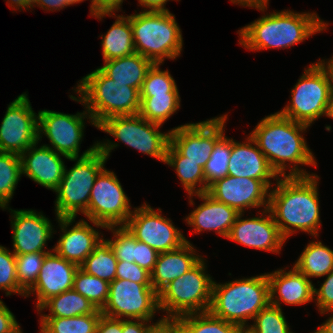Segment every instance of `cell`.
<instances>
[{"instance_id":"obj_1","label":"cell","mask_w":333,"mask_h":333,"mask_svg":"<svg viewBox=\"0 0 333 333\" xmlns=\"http://www.w3.org/2000/svg\"><path fill=\"white\" fill-rule=\"evenodd\" d=\"M308 128L309 125L295 122L276 112L264 117L250 136L279 177L311 176L314 174L299 167H317L314 154L303 135ZM287 167L290 171L288 174Z\"/></svg>"},{"instance_id":"obj_2","label":"cell","mask_w":333,"mask_h":333,"mask_svg":"<svg viewBox=\"0 0 333 333\" xmlns=\"http://www.w3.org/2000/svg\"><path fill=\"white\" fill-rule=\"evenodd\" d=\"M319 176H286L269 191L268 210L285 240L298 231L317 239L321 226Z\"/></svg>"},{"instance_id":"obj_3","label":"cell","mask_w":333,"mask_h":333,"mask_svg":"<svg viewBox=\"0 0 333 333\" xmlns=\"http://www.w3.org/2000/svg\"><path fill=\"white\" fill-rule=\"evenodd\" d=\"M328 25L315 12L297 13L284 9L264 14L237 33L239 44L249 51L286 49L327 30Z\"/></svg>"},{"instance_id":"obj_4","label":"cell","mask_w":333,"mask_h":333,"mask_svg":"<svg viewBox=\"0 0 333 333\" xmlns=\"http://www.w3.org/2000/svg\"><path fill=\"white\" fill-rule=\"evenodd\" d=\"M97 141V148L89 155L69 158L75 161L73 167L64 169L63 178L54 191L56 193L55 214L58 218H76L88 210L90 192L96 176L105 167V163L118 143Z\"/></svg>"},{"instance_id":"obj_5","label":"cell","mask_w":333,"mask_h":333,"mask_svg":"<svg viewBox=\"0 0 333 333\" xmlns=\"http://www.w3.org/2000/svg\"><path fill=\"white\" fill-rule=\"evenodd\" d=\"M73 90L79 96L70 98L85 106L97 127L107 118L138 114L140 110V91L115 82L99 68L82 77Z\"/></svg>"},{"instance_id":"obj_6","label":"cell","mask_w":333,"mask_h":333,"mask_svg":"<svg viewBox=\"0 0 333 333\" xmlns=\"http://www.w3.org/2000/svg\"><path fill=\"white\" fill-rule=\"evenodd\" d=\"M269 303V280L264 273L222 284L214 281L209 312L241 328H248V321H253Z\"/></svg>"},{"instance_id":"obj_7","label":"cell","mask_w":333,"mask_h":333,"mask_svg":"<svg viewBox=\"0 0 333 333\" xmlns=\"http://www.w3.org/2000/svg\"><path fill=\"white\" fill-rule=\"evenodd\" d=\"M136 53L162 64L180 57L182 30L170 11H142L130 15Z\"/></svg>"},{"instance_id":"obj_8","label":"cell","mask_w":333,"mask_h":333,"mask_svg":"<svg viewBox=\"0 0 333 333\" xmlns=\"http://www.w3.org/2000/svg\"><path fill=\"white\" fill-rule=\"evenodd\" d=\"M205 261L203 256L191 270L171 281L158 293L159 309L167 313L162 317L165 321L209 311L214 280L206 271Z\"/></svg>"},{"instance_id":"obj_9","label":"cell","mask_w":333,"mask_h":333,"mask_svg":"<svg viewBox=\"0 0 333 333\" xmlns=\"http://www.w3.org/2000/svg\"><path fill=\"white\" fill-rule=\"evenodd\" d=\"M331 100L325 72L317 63H312L291 89V101L278 112L295 122L311 126L320 117H329Z\"/></svg>"},{"instance_id":"obj_10","label":"cell","mask_w":333,"mask_h":333,"mask_svg":"<svg viewBox=\"0 0 333 333\" xmlns=\"http://www.w3.org/2000/svg\"><path fill=\"white\" fill-rule=\"evenodd\" d=\"M162 126L133 114L107 118L97 128L117 141L165 163L170 130L161 132L159 129Z\"/></svg>"},{"instance_id":"obj_11","label":"cell","mask_w":333,"mask_h":333,"mask_svg":"<svg viewBox=\"0 0 333 333\" xmlns=\"http://www.w3.org/2000/svg\"><path fill=\"white\" fill-rule=\"evenodd\" d=\"M130 200L113 171L105 167L96 176L90 192L87 221L97 228L125 225L131 216Z\"/></svg>"},{"instance_id":"obj_12","label":"cell","mask_w":333,"mask_h":333,"mask_svg":"<svg viewBox=\"0 0 333 333\" xmlns=\"http://www.w3.org/2000/svg\"><path fill=\"white\" fill-rule=\"evenodd\" d=\"M38 114V141H41L45 135L51 144V146L43 144L44 146L68 158L89 155L98 147L96 141L81 156L79 155L85 129L84 119H89L88 122L97 128L86 109L74 115L46 109L39 110Z\"/></svg>"},{"instance_id":"obj_13","label":"cell","mask_w":333,"mask_h":333,"mask_svg":"<svg viewBox=\"0 0 333 333\" xmlns=\"http://www.w3.org/2000/svg\"><path fill=\"white\" fill-rule=\"evenodd\" d=\"M160 311L158 293L152 284H139L124 279L110 283L107 303L102 315L115 319H142L152 321Z\"/></svg>"},{"instance_id":"obj_14","label":"cell","mask_w":333,"mask_h":333,"mask_svg":"<svg viewBox=\"0 0 333 333\" xmlns=\"http://www.w3.org/2000/svg\"><path fill=\"white\" fill-rule=\"evenodd\" d=\"M157 210L147 202L134 207L125 226L138 241L146 243L158 253L176 250L190 242L170 218L162 216L160 208Z\"/></svg>"},{"instance_id":"obj_15","label":"cell","mask_w":333,"mask_h":333,"mask_svg":"<svg viewBox=\"0 0 333 333\" xmlns=\"http://www.w3.org/2000/svg\"><path fill=\"white\" fill-rule=\"evenodd\" d=\"M224 114L198 123H187L170 130V143L184 156L204 169L215 144L225 135Z\"/></svg>"},{"instance_id":"obj_16","label":"cell","mask_w":333,"mask_h":333,"mask_svg":"<svg viewBox=\"0 0 333 333\" xmlns=\"http://www.w3.org/2000/svg\"><path fill=\"white\" fill-rule=\"evenodd\" d=\"M38 115L26 92L17 96L8 105L0 124V152L21 155L39 142Z\"/></svg>"},{"instance_id":"obj_17","label":"cell","mask_w":333,"mask_h":333,"mask_svg":"<svg viewBox=\"0 0 333 333\" xmlns=\"http://www.w3.org/2000/svg\"><path fill=\"white\" fill-rule=\"evenodd\" d=\"M4 209H9L11 214L13 253L15 255L50 252V250H45L47 248L45 246L56 231L48 217L33 209L14 210L8 207Z\"/></svg>"},{"instance_id":"obj_18","label":"cell","mask_w":333,"mask_h":333,"mask_svg":"<svg viewBox=\"0 0 333 333\" xmlns=\"http://www.w3.org/2000/svg\"><path fill=\"white\" fill-rule=\"evenodd\" d=\"M269 191L261 180L227 175L209 185L206 193L238 213H245L248 208H268Z\"/></svg>"},{"instance_id":"obj_19","label":"cell","mask_w":333,"mask_h":333,"mask_svg":"<svg viewBox=\"0 0 333 333\" xmlns=\"http://www.w3.org/2000/svg\"><path fill=\"white\" fill-rule=\"evenodd\" d=\"M262 210L258 211L260 216L245 219H242L244 213H239L226 239L252 249L280 254L286 240L268 208Z\"/></svg>"},{"instance_id":"obj_20","label":"cell","mask_w":333,"mask_h":333,"mask_svg":"<svg viewBox=\"0 0 333 333\" xmlns=\"http://www.w3.org/2000/svg\"><path fill=\"white\" fill-rule=\"evenodd\" d=\"M79 266L60 257L52 248L43 260L35 284L26 292V297L36 294V308L49 298L73 289L74 275Z\"/></svg>"},{"instance_id":"obj_21","label":"cell","mask_w":333,"mask_h":333,"mask_svg":"<svg viewBox=\"0 0 333 333\" xmlns=\"http://www.w3.org/2000/svg\"><path fill=\"white\" fill-rule=\"evenodd\" d=\"M56 220L62 235L53 250L60 257L80 266L104 238L103 235L84 219L76 222L73 227L70 226L75 222V218L56 216Z\"/></svg>"},{"instance_id":"obj_22","label":"cell","mask_w":333,"mask_h":333,"mask_svg":"<svg viewBox=\"0 0 333 333\" xmlns=\"http://www.w3.org/2000/svg\"><path fill=\"white\" fill-rule=\"evenodd\" d=\"M246 138L245 142H236L232 139L228 175L261 180L270 189L274 186L271 179L276 181L279 176L271 168L267 158L251 136Z\"/></svg>"},{"instance_id":"obj_23","label":"cell","mask_w":333,"mask_h":333,"mask_svg":"<svg viewBox=\"0 0 333 333\" xmlns=\"http://www.w3.org/2000/svg\"><path fill=\"white\" fill-rule=\"evenodd\" d=\"M38 143L20 155L22 175L54 192L63 178L65 169V162L61 156L69 158L44 145L38 147Z\"/></svg>"},{"instance_id":"obj_24","label":"cell","mask_w":333,"mask_h":333,"mask_svg":"<svg viewBox=\"0 0 333 333\" xmlns=\"http://www.w3.org/2000/svg\"><path fill=\"white\" fill-rule=\"evenodd\" d=\"M193 196H197L203 202L191 211L184 221L196 234L206 230L215 231L221 237L227 238L239 213L225 203L213 199L206 192L189 195L190 205H195Z\"/></svg>"},{"instance_id":"obj_25","label":"cell","mask_w":333,"mask_h":333,"mask_svg":"<svg viewBox=\"0 0 333 333\" xmlns=\"http://www.w3.org/2000/svg\"><path fill=\"white\" fill-rule=\"evenodd\" d=\"M269 280L270 304L279 308L288 305H304L314 301V284L294 266L266 273Z\"/></svg>"},{"instance_id":"obj_26","label":"cell","mask_w":333,"mask_h":333,"mask_svg":"<svg viewBox=\"0 0 333 333\" xmlns=\"http://www.w3.org/2000/svg\"><path fill=\"white\" fill-rule=\"evenodd\" d=\"M195 249L191 242H187L176 250L159 253L151 272V284L157 293L203 258Z\"/></svg>"},{"instance_id":"obj_27","label":"cell","mask_w":333,"mask_h":333,"mask_svg":"<svg viewBox=\"0 0 333 333\" xmlns=\"http://www.w3.org/2000/svg\"><path fill=\"white\" fill-rule=\"evenodd\" d=\"M107 16L116 18L106 34L100 35L102 55L104 61L132 55L136 52L133 32L130 24V15H117L115 13H97L92 15L98 20ZM117 15V16H116Z\"/></svg>"},{"instance_id":"obj_28","label":"cell","mask_w":333,"mask_h":333,"mask_svg":"<svg viewBox=\"0 0 333 333\" xmlns=\"http://www.w3.org/2000/svg\"><path fill=\"white\" fill-rule=\"evenodd\" d=\"M153 64L151 60L135 52L132 55L104 61V65L99 69L115 82L124 83L140 91Z\"/></svg>"},{"instance_id":"obj_29","label":"cell","mask_w":333,"mask_h":333,"mask_svg":"<svg viewBox=\"0 0 333 333\" xmlns=\"http://www.w3.org/2000/svg\"><path fill=\"white\" fill-rule=\"evenodd\" d=\"M48 309L49 314H42ZM40 317H75L91 313H102L87 298L74 289L65 291L46 300L37 310ZM41 313V314H40Z\"/></svg>"},{"instance_id":"obj_30","label":"cell","mask_w":333,"mask_h":333,"mask_svg":"<svg viewBox=\"0 0 333 333\" xmlns=\"http://www.w3.org/2000/svg\"><path fill=\"white\" fill-rule=\"evenodd\" d=\"M293 266L309 280L324 277L333 270V250L321 241H311Z\"/></svg>"},{"instance_id":"obj_31","label":"cell","mask_w":333,"mask_h":333,"mask_svg":"<svg viewBox=\"0 0 333 333\" xmlns=\"http://www.w3.org/2000/svg\"><path fill=\"white\" fill-rule=\"evenodd\" d=\"M165 164L173 167L188 195L205 193L203 168L196 162L184 160V156L170 142L166 150Z\"/></svg>"},{"instance_id":"obj_32","label":"cell","mask_w":333,"mask_h":333,"mask_svg":"<svg viewBox=\"0 0 333 333\" xmlns=\"http://www.w3.org/2000/svg\"><path fill=\"white\" fill-rule=\"evenodd\" d=\"M181 333H238L240 326L213 316L209 311L191 313L174 320Z\"/></svg>"},{"instance_id":"obj_33","label":"cell","mask_w":333,"mask_h":333,"mask_svg":"<svg viewBox=\"0 0 333 333\" xmlns=\"http://www.w3.org/2000/svg\"><path fill=\"white\" fill-rule=\"evenodd\" d=\"M179 92L140 97L139 115L146 120L163 125L181 107Z\"/></svg>"},{"instance_id":"obj_34","label":"cell","mask_w":333,"mask_h":333,"mask_svg":"<svg viewBox=\"0 0 333 333\" xmlns=\"http://www.w3.org/2000/svg\"><path fill=\"white\" fill-rule=\"evenodd\" d=\"M117 262L113 250L103 238L79 267L86 273L111 283L116 279Z\"/></svg>"},{"instance_id":"obj_35","label":"cell","mask_w":333,"mask_h":333,"mask_svg":"<svg viewBox=\"0 0 333 333\" xmlns=\"http://www.w3.org/2000/svg\"><path fill=\"white\" fill-rule=\"evenodd\" d=\"M102 313L75 317H40V323L49 333H95Z\"/></svg>"},{"instance_id":"obj_36","label":"cell","mask_w":333,"mask_h":333,"mask_svg":"<svg viewBox=\"0 0 333 333\" xmlns=\"http://www.w3.org/2000/svg\"><path fill=\"white\" fill-rule=\"evenodd\" d=\"M22 176L20 155L0 152V208L8 207Z\"/></svg>"},{"instance_id":"obj_37","label":"cell","mask_w":333,"mask_h":333,"mask_svg":"<svg viewBox=\"0 0 333 333\" xmlns=\"http://www.w3.org/2000/svg\"><path fill=\"white\" fill-rule=\"evenodd\" d=\"M110 283L83 271L80 267L74 275L73 289L87 298L97 309L107 303Z\"/></svg>"},{"instance_id":"obj_38","label":"cell","mask_w":333,"mask_h":333,"mask_svg":"<svg viewBox=\"0 0 333 333\" xmlns=\"http://www.w3.org/2000/svg\"><path fill=\"white\" fill-rule=\"evenodd\" d=\"M232 138L225 135L215 144L210 159L204 166L205 192L208 186L228 175V165L231 155Z\"/></svg>"},{"instance_id":"obj_39","label":"cell","mask_w":333,"mask_h":333,"mask_svg":"<svg viewBox=\"0 0 333 333\" xmlns=\"http://www.w3.org/2000/svg\"><path fill=\"white\" fill-rule=\"evenodd\" d=\"M282 310L269 303L255 316L254 323L248 328L252 333H294L289 329Z\"/></svg>"},{"instance_id":"obj_40","label":"cell","mask_w":333,"mask_h":333,"mask_svg":"<svg viewBox=\"0 0 333 333\" xmlns=\"http://www.w3.org/2000/svg\"><path fill=\"white\" fill-rule=\"evenodd\" d=\"M160 63H155L148 70L140 89V97L179 92L176 82L169 70H161Z\"/></svg>"},{"instance_id":"obj_41","label":"cell","mask_w":333,"mask_h":333,"mask_svg":"<svg viewBox=\"0 0 333 333\" xmlns=\"http://www.w3.org/2000/svg\"><path fill=\"white\" fill-rule=\"evenodd\" d=\"M47 253L16 255V274L20 287L27 292L36 282Z\"/></svg>"},{"instance_id":"obj_42","label":"cell","mask_w":333,"mask_h":333,"mask_svg":"<svg viewBox=\"0 0 333 333\" xmlns=\"http://www.w3.org/2000/svg\"><path fill=\"white\" fill-rule=\"evenodd\" d=\"M0 289L6 291V296L13 293L26 296L17 279L16 255L2 245H0Z\"/></svg>"},{"instance_id":"obj_43","label":"cell","mask_w":333,"mask_h":333,"mask_svg":"<svg viewBox=\"0 0 333 333\" xmlns=\"http://www.w3.org/2000/svg\"><path fill=\"white\" fill-rule=\"evenodd\" d=\"M105 229L113 233V239H105L118 261L134 262L135 237L125 225L108 226Z\"/></svg>"},{"instance_id":"obj_44","label":"cell","mask_w":333,"mask_h":333,"mask_svg":"<svg viewBox=\"0 0 333 333\" xmlns=\"http://www.w3.org/2000/svg\"><path fill=\"white\" fill-rule=\"evenodd\" d=\"M116 279H124L139 284H151V273L135 262L118 261Z\"/></svg>"},{"instance_id":"obj_45","label":"cell","mask_w":333,"mask_h":333,"mask_svg":"<svg viewBox=\"0 0 333 333\" xmlns=\"http://www.w3.org/2000/svg\"><path fill=\"white\" fill-rule=\"evenodd\" d=\"M314 302L319 312L333 309V270L326 275L320 288L314 285Z\"/></svg>"},{"instance_id":"obj_46","label":"cell","mask_w":333,"mask_h":333,"mask_svg":"<svg viewBox=\"0 0 333 333\" xmlns=\"http://www.w3.org/2000/svg\"><path fill=\"white\" fill-rule=\"evenodd\" d=\"M158 255L159 253L156 250L135 238L134 262L138 266L151 273L156 264Z\"/></svg>"},{"instance_id":"obj_47","label":"cell","mask_w":333,"mask_h":333,"mask_svg":"<svg viewBox=\"0 0 333 333\" xmlns=\"http://www.w3.org/2000/svg\"><path fill=\"white\" fill-rule=\"evenodd\" d=\"M164 321L163 318L157 320L155 323L142 319H122V333H151L157 325Z\"/></svg>"},{"instance_id":"obj_48","label":"cell","mask_w":333,"mask_h":333,"mask_svg":"<svg viewBox=\"0 0 333 333\" xmlns=\"http://www.w3.org/2000/svg\"><path fill=\"white\" fill-rule=\"evenodd\" d=\"M20 330V324H18L14 314L0 300V333H18Z\"/></svg>"},{"instance_id":"obj_49","label":"cell","mask_w":333,"mask_h":333,"mask_svg":"<svg viewBox=\"0 0 333 333\" xmlns=\"http://www.w3.org/2000/svg\"><path fill=\"white\" fill-rule=\"evenodd\" d=\"M90 16L97 13H116L124 0H90Z\"/></svg>"},{"instance_id":"obj_50","label":"cell","mask_w":333,"mask_h":333,"mask_svg":"<svg viewBox=\"0 0 333 333\" xmlns=\"http://www.w3.org/2000/svg\"><path fill=\"white\" fill-rule=\"evenodd\" d=\"M95 333H122V319L101 315Z\"/></svg>"},{"instance_id":"obj_51","label":"cell","mask_w":333,"mask_h":333,"mask_svg":"<svg viewBox=\"0 0 333 333\" xmlns=\"http://www.w3.org/2000/svg\"><path fill=\"white\" fill-rule=\"evenodd\" d=\"M35 6L53 12L56 10L60 11L70 5L67 3V0H32L31 8L33 9Z\"/></svg>"},{"instance_id":"obj_52","label":"cell","mask_w":333,"mask_h":333,"mask_svg":"<svg viewBox=\"0 0 333 333\" xmlns=\"http://www.w3.org/2000/svg\"><path fill=\"white\" fill-rule=\"evenodd\" d=\"M169 0H138L139 6L144 7L141 11H168L165 7Z\"/></svg>"},{"instance_id":"obj_53","label":"cell","mask_w":333,"mask_h":333,"mask_svg":"<svg viewBox=\"0 0 333 333\" xmlns=\"http://www.w3.org/2000/svg\"><path fill=\"white\" fill-rule=\"evenodd\" d=\"M233 4L243 7H252L259 11L265 12L268 9L269 0H230Z\"/></svg>"},{"instance_id":"obj_54","label":"cell","mask_w":333,"mask_h":333,"mask_svg":"<svg viewBox=\"0 0 333 333\" xmlns=\"http://www.w3.org/2000/svg\"><path fill=\"white\" fill-rule=\"evenodd\" d=\"M316 63L325 72L327 79H328L329 87H330V94H331V96H333V57H330V59H328V61L325 59L320 60V58H319V61Z\"/></svg>"},{"instance_id":"obj_55","label":"cell","mask_w":333,"mask_h":333,"mask_svg":"<svg viewBox=\"0 0 333 333\" xmlns=\"http://www.w3.org/2000/svg\"><path fill=\"white\" fill-rule=\"evenodd\" d=\"M151 333H181L174 321H164L157 325Z\"/></svg>"},{"instance_id":"obj_56","label":"cell","mask_w":333,"mask_h":333,"mask_svg":"<svg viewBox=\"0 0 333 333\" xmlns=\"http://www.w3.org/2000/svg\"><path fill=\"white\" fill-rule=\"evenodd\" d=\"M329 312L332 314L333 309L320 312V314L325 315L327 313L329 314ZM318 327L319 328L315 330L313 333H333V314L330 317H328V319H326V321Z\"/></svg>"},{"instance_id":"obj_57","label":"cell","mask_w":333,"mask_h":333,"mask_svg":"<svg viewBox=\"0 0 333 333\" xmlns=\"http://www.w3.org/2000/svg\"><path fill=\"white\" fill-rule=\"evenodd\" d=\"M32 0H7V5L11 7L13 11L18 10H28L31 9ZM15 8V10H14Z\"/></svg>"},{"instance_id":"obj_58","label":"cell","mask_w":333,"mask_h":333,"mask_svg":"<svg viewBox=\"0 0 333 333\" xmlns=\"http://www.w3.org/2000/svg\"><path fill=\"white\" fill-rule=\"evenodd\" d=\"M84 0H67V3L69 5H73V4H77V3H81L83 2Z\"/></svg>"},{"instance_id":"obj_59","label":"cell","mask_w":333,"mask_h":333,"mask_svg":"<svg viewBox=\"0 0 333 333\" xmlns=\"http://www.w3.org/2000/svg\"><path fill=\"white\" fill-rule=\"evenodd\" d=\"M332 97V100H331V109H330V114H329V118L333 119V96Z\"/></svg>"},{"instance_id":"obj_60","label":"cell","mask_w":333,"mask_h":333,"mask_svg":"<svg viewBox=\"0 0 333 333\" xmlns=\"http://www.w3.org/2000/svg\"><path fill=\"white\" fill-rule=\"evenodd\" d=\"M238 333H252L249 328H241Z\"/></svg>"},{"instance_id":"obj_61","label":"cell","mask_w":333,"mask_h":333,"mask_svg":"<svg viewBox=\"0 0 333 333\" xmlns=\"http://www.w3.org/2000/svg\"><path fill=\"white\" fill-rule=\"evenodd\" d=\"M40 332L39 333H49L41 324H40Z\"/></svg>"}]
</instances>
